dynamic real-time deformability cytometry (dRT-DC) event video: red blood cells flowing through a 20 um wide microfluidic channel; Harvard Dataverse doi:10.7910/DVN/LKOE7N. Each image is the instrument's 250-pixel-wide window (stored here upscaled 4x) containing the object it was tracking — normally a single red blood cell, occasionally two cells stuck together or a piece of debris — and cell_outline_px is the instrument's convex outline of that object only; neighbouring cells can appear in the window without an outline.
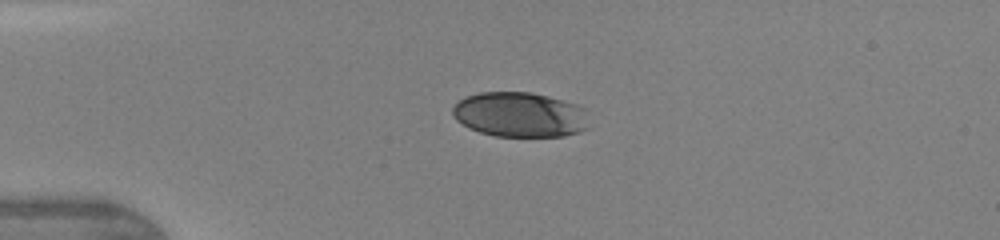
{"species": "human", "species_latin": "Homo sapiens", "temperature_condition": "warm", "stored_images_in_passage": 36, "camera_frame_rate_fps": 3000, "um_per_image_px": 0.085, "donor": {"sex": "female"}, "frame": {"image": 1, "passage_image": 1, "time_ms": 0.0, "image_size_px": [1000, 240], "cell_outline_px": [[592, 128], [580, 132], [564, 136], [496, 136], [480, 132], [468, 128], [456, 120], [452, 116], [452, 108], [460, 100], [468, 96], [480, 92], [532, 92], [548, 96], [576, 104], [584, 108]], "centroid_in_image_um": [44.23, 9.75], "position_along_channel_um": 40.8, "area_um2": 36.07}}
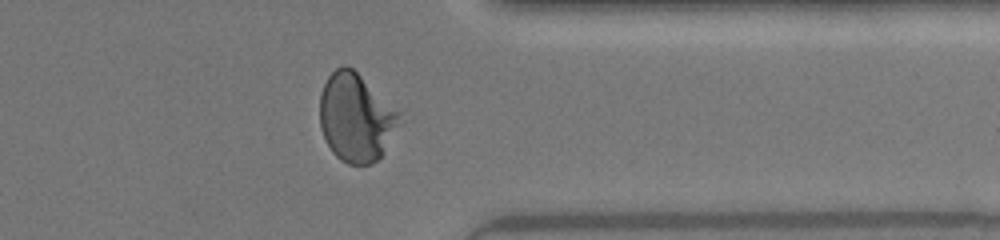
{"frame": {"image": 2, "passage_image": 27, "time_ms": 8.667, "image_size_px": [1000, 240], "cell_outline_px": [[400, 112], [396, 124], [380, 156], [372, 164], [348, 164], [340, 160], [332, 152], [320, 128], [320, 96], [324, 84], [328, 76], [336, 68], [344, 64], [348, 64]], "centroid_in_image_um": [30.19, 9.96], "position_along_channel_um": 381.2, "area_um2": 40.0}}
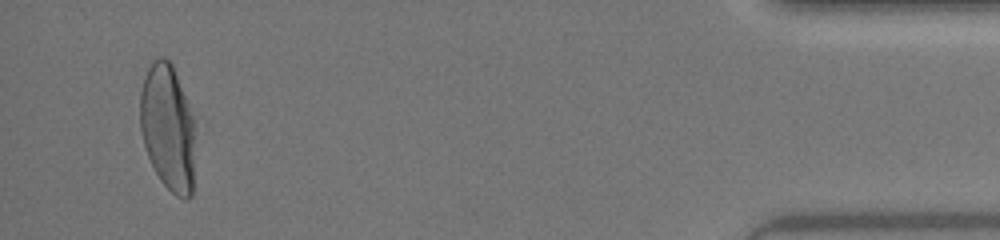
{"frame": {"image": 3, "passage_image": 34, "time_ms": 11.0, "image_size_px": [1000, 240], "cell_outline_px": [[192, 196], [188, 200], [184, 200], [176, 196], [160, 180], [148, 156], [144, 144], [140, 128], [140, 92], [144, 76], [152, 60], [160, 56], [168, 60], [172, 64], [192, 116]], "centroid_in_image_um": [14.21, 10.83], "position_along_channel_um": 421.0, "area_um2": 39.65}, "authors_computed_cell_mechanics": {"area_um2": 39.6219, "velocity_mm_per_s": 4.3767, "shape_relaxation_time_tau1_ms": 3.8839, "shape_relaxation_time_tau2_ms": null, "deformation_change_tau1": 0.1804, "deformation_change_tau2": null}}